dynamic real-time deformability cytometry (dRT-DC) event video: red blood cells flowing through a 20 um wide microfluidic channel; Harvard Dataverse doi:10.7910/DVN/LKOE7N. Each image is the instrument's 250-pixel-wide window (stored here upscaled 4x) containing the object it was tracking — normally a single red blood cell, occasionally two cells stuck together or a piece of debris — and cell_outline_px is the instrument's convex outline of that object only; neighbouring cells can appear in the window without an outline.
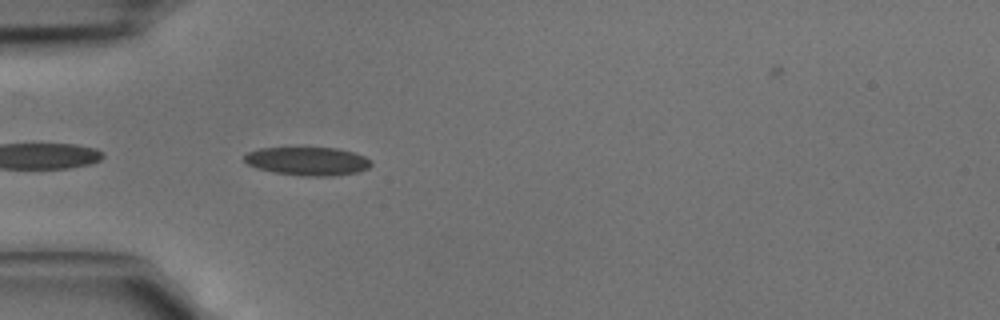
{"species": "common noctule bat (a hibernating species)", "species_latin": "Nyctalus noctula", "temperature_condition": "cold", "stored_images_in_passage": 4, "camera_frame_rate_fps": 3000, "um_per_image_px": 0.085, "animal": {"sex": "male", "body_mass_g": 15.6}, "frame": {"image": 1, "passage_image": 4, "time_ms": 1.0, "image_size_px": [1000, 320], "cell_outline_px": [[372, 164], [368, 168], [356, 172], [332, 176], [304, 176], [276, 172], [256, 168], [248, 164], [244, 160], [244, 156], [248, 152], [260, 148], [336, 148], [352, 152], [364, 156], [372, 160]], "centroid_in_image_um": [26.16, 13.7], "position_along_channel_um": 58.8, "area_um2": 20.81}}